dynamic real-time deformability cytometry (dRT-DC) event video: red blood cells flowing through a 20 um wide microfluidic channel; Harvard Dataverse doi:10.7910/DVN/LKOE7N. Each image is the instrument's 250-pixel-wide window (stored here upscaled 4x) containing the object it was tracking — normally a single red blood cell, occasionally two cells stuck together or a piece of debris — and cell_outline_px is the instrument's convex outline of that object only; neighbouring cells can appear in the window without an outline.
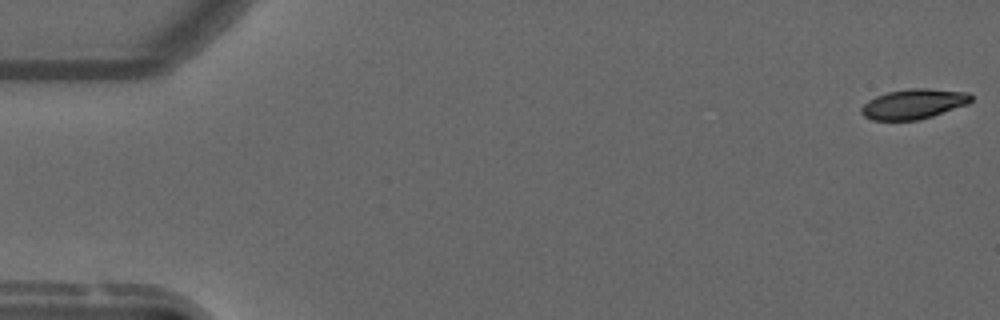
{"species": "common noctule bat (a hibernating species)", "species_latin": "Nyctalus noctula", "temperature_condition": "warm", "stored_images_in_passage": 17, "camera_frame_rate_fps": 3000, "um_per_image_px": 0.085, "animal": {"sex": "male", "forearm_length_mm": 52.5}, "frame": {"image": 1, "passage_image": 1, "time_ms": 0.0, "image_size_px": [1000, 320], "cell_outline_px": [[972, 100], [968, 104], [920, 120], [872, 120], [864, 116], [860, 112], [860, 108], [868, 100], [876, 96], [888, 92], [912, 88], [928, 88], [968, 92], [972, 96]], "centroid_in_image_um": [77.66, 8.84], "position_along_channel_um": 7.3, "area_um2": 19.19}}